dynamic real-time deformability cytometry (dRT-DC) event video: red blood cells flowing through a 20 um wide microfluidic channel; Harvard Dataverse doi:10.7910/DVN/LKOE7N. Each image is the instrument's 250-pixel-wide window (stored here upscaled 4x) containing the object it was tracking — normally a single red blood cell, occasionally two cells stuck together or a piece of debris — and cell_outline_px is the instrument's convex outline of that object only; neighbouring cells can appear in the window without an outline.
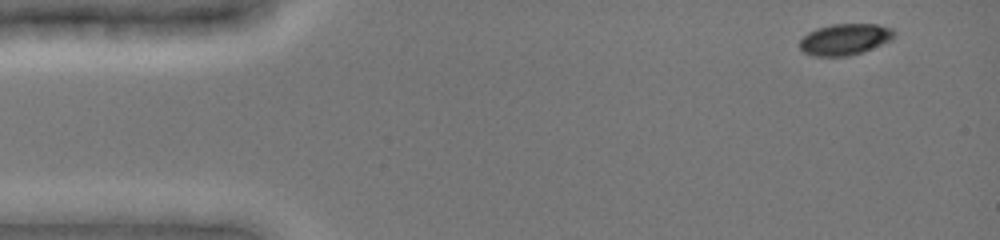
{"species": "common noctule bat (a hibernating species)", "species_latin": "Nyctalus noctula", "temperature_condition": "cold", "stored_images_in_passage": 10, "camera_frame_rate_fps": 3000, "um_per_image_px": 0.085, "animal": {"sex": "female", "body_mass_g": 19.0, "forearm_length_mm": 51.5}, "frame": {"image": 1, "passage_image": 1, "time_ms": 0.0, "image_size_px": [1000, 240], "cell_outline_px": [[896, 32], [892, 40], [860, 52], [848, 56], [812, 56], [804, 52], [800, 48], [800, 40], [808, 32], [816, 28], [832, 24], [876, 24], [892, 28]], "centroid_in_image_um": [71.81, 3.33], "position_along_channel_um": 13.2, "area_um2": 17.17}}
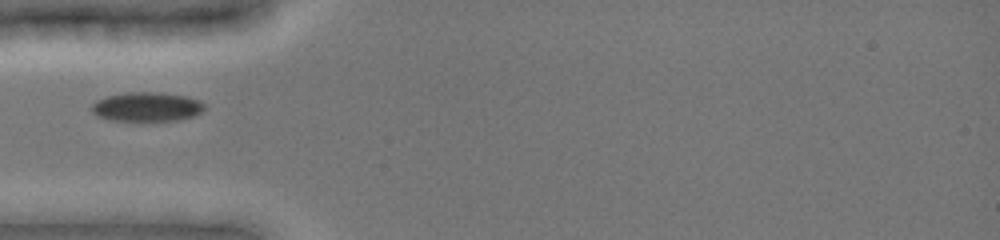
{"frame": {"image": 2, "passage_image": 9, "time_ms": 4.0, "image_size_px": [1000, 240], "cell_outline_px": [[204, 108], [196, 116], [180, 120], [108, 120], [96, 116], [92, 112], [92, 104], [96, 100], [108, 96], [124, 92], [160, 92], [184, 96], [200, 100], [204, 104]], "centroid_in_image_um": [12.47, 9.07], "position_along_channel_um": 72.5, "area_um2": 19.25}}